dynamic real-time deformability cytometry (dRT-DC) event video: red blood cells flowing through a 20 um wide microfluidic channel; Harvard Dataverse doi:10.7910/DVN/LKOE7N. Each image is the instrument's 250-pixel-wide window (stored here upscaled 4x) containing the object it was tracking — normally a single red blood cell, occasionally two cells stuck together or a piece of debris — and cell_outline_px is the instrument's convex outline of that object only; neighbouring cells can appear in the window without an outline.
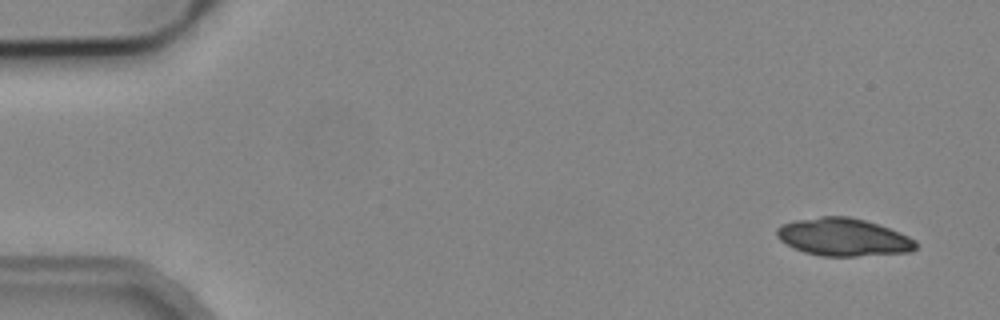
{"species": "common noctule bat (a hibernating species)", "species_latin": "Nyctalus noctula", "temperature_condition": "cold", "stored_images_in_passage": 4, "camera_frame_rate_fps": 3000, "um_per_image_px": 0.085, "animal": {"sex": "male", "body_mass_g": 19.2, "forearm_length_mm": 51.8}, "frame": {"image": 1, "passage_image": 1, "time_ms": 0.0, "image_size_px": [1000, 320], "cell_outline_px": [[916, 248], [912, 252], [856, 256], [820, 256], [804, 252], [792, 248], [780, 240], [776, 236], [776, 228], [780, 224], [796, 220], [820, 216], [848, 216], [864, 220], [900, 232], [916, 240]], "centroid_in_image_um": [71.65, 20.16], "position_along_channel_um": 13.3, "area_um2": 30.69}}